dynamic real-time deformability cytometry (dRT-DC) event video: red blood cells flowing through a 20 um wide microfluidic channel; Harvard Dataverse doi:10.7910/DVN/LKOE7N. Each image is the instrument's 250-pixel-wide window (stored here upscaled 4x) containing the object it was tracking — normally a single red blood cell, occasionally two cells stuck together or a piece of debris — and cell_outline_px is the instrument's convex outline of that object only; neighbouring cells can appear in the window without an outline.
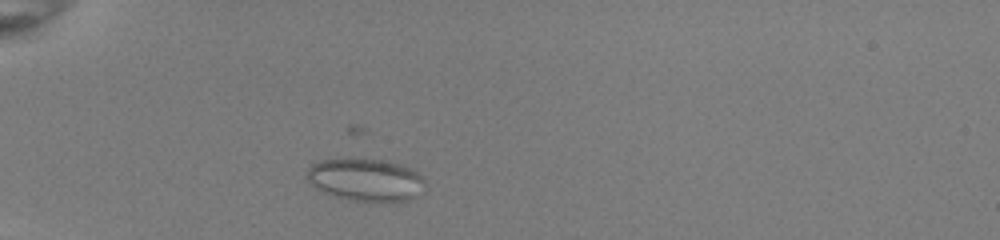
{"species": "common noctule bat (a hibernating species)", "species_latin": "Nyctalus noctula", "temperature_condition": "room temperature", "stored_images_in_passage": 10, "camera_frame_rate_fps": 3000, "um_per_image_px": 0.085, "animal": {"sex": "female", "body_mass_g": 22.0, "forearm_length_mm": 56.7}, "frame": {"image": 1, "passage_image": 4, "time_ms": 1.0, "image_size_px": [1000, 240], "cell_outline_px": [[424, 180], [416, 196], [408, 200], [352, 200], [336, 196], [324, 192], [312, 184], [308, 180], [308, 168], [312, 164], [320, 160], [380, 160], [400, 164], [416, 172]], "centroid_in_image_um": [31.04, 15.27], "position_along_channel_um": 54.0, "area_um2": 27.98}}